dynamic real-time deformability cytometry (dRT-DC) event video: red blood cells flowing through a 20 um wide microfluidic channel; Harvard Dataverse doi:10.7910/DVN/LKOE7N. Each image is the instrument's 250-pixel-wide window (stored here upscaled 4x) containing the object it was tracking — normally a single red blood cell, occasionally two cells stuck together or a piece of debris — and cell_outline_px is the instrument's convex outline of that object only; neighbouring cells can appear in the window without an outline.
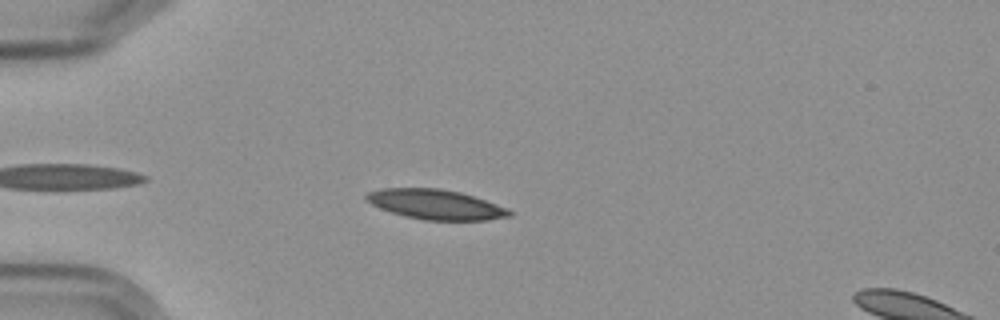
{"species": "Egyptian fruit bat (a non-hibernating species)", "species_latin": "Rousettus aegyptiacus", "temperature_condition": "cold", "stored_images_in_passage": 7, "camera_frame_rate_fps": 3000, "um_per_image_px": 0.085, "frame": {"image": 1, "passage_image": 3, "time_ms": 3.333, "image_size_px": [1000, 320], "cell_outline_px": [[512, 212], [508, 216], [488, 220], [424, 220], [404, 216], [380, 208], [372, 204], [364, 196], [368, 192], [384, 188], [440, 188], [460, 192], [484, 200], [504, 208]], "centroid_in_image_um": [36.98, 17.37], "position_along_channel_um": 48.0, "area_um2": 24.45}}
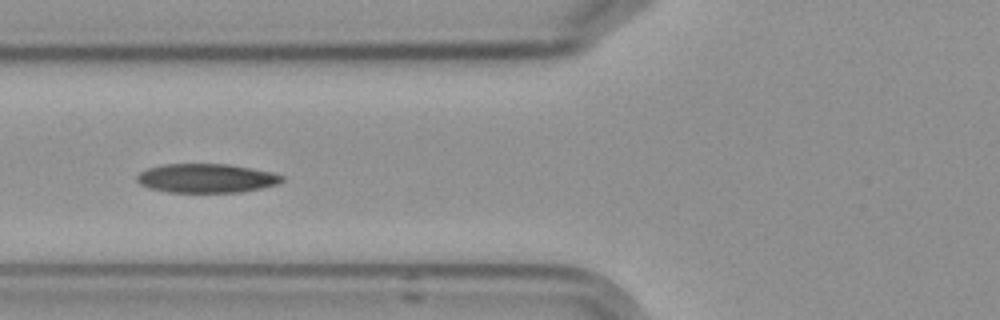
{"frame": {"image": 2, "passage_image": 5, "time_ms": 5.667, "image_size_px": [1000, 320], "cell_outline_px": [[284, 180], [276, 184], [260, 188], [240, 192], [168, 192], [148, 188], [140, 184], [136, 180], [136, 176], [140, 172], [148, 168], [164, 164], [228, 164], [252, 168], [272, 172], [284, 176]], "centroid_in_image_um": [17.52, 15.15], "position_along_channel_um": 108.3, "area_um2": 24.51}}